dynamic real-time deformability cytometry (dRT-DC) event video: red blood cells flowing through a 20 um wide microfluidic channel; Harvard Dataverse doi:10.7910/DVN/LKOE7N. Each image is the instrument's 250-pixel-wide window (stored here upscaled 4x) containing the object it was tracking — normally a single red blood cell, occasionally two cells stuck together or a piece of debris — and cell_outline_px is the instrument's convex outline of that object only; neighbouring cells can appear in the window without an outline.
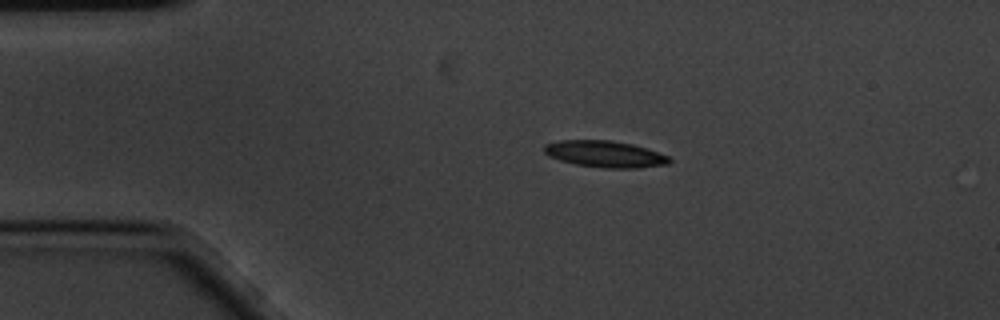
{"species": "common noctule bat (a hibernating species)", "species_latin": "Nyctalus noctula", "temperature_condition": "cold", "stored_images_in_passage": 5, "camera_frame_rate_fps": 3000, "um_per_image_px": 0.085, "animal": {"sex": "male", "body_mass_g": 20.1, "forearm_length_mm": 53.5}, "frame": {"image": 1, "passage_image": 3, "time_ms": 0.667, "image_size_px": [1000, 320], "cell_outline_px": [[672, 160], [668, 164], [636, 168], [604, 168], [576, 164], [560, 160], [548, 156], [544, 152], [544, 144], [560, 140], [612, 140], [632, 144], [668, 156]], "centroid_in_image_um": [51.39, 13.09], "position_along_channel_um": 33.6, "area_um2": 19.25}}
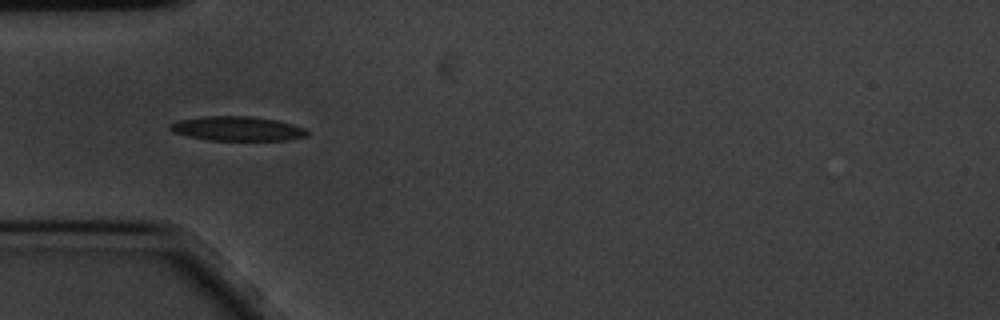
{"frame": {"image": 2, "passage_image": 4, "time_ms": 1.0, "image_size_px": [1000, 320], "cell_outline_px": [[308, 136], [288, 140], [208, 140], [188, 136], [172, 132], [168, 128], [168, 124], [180, 120], [204, 116], [252, 116], [276, 120], [292, 124], [304, 128], [308, 132]], "centroid_in_image_um": [20.16, 10.93], "position_along_channel_um": 64.8, "area_um2": 19.54}}
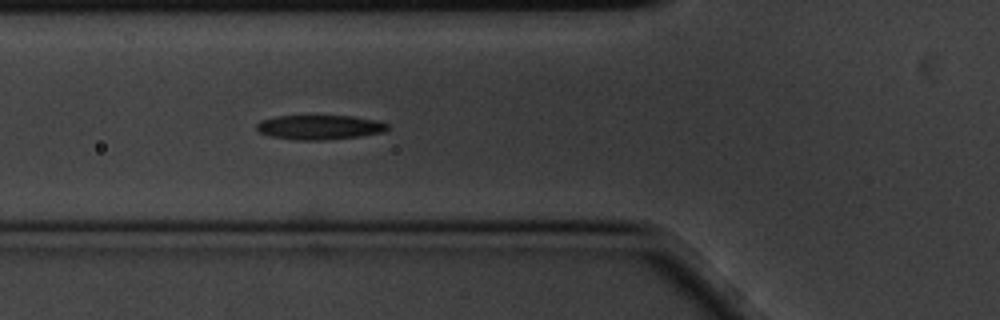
{"frame": {"image": 3, "passage_image": 5, "time_ms": 1.333, "image_size_px": [1000, 320], "cell_outline_px": [[388, 128], [384, 132], [360, 136], [324, 140], [300, 140], [272, 136], [260, 132], [256, 128], [256, 124], [260, 120], [276, 116], [352, 116], [380, 120], [388, 124]], "centroid_in_image_um": [27.2, 10.81], "position_along_channel_um": 98.6, "area_um2": 18.67}}